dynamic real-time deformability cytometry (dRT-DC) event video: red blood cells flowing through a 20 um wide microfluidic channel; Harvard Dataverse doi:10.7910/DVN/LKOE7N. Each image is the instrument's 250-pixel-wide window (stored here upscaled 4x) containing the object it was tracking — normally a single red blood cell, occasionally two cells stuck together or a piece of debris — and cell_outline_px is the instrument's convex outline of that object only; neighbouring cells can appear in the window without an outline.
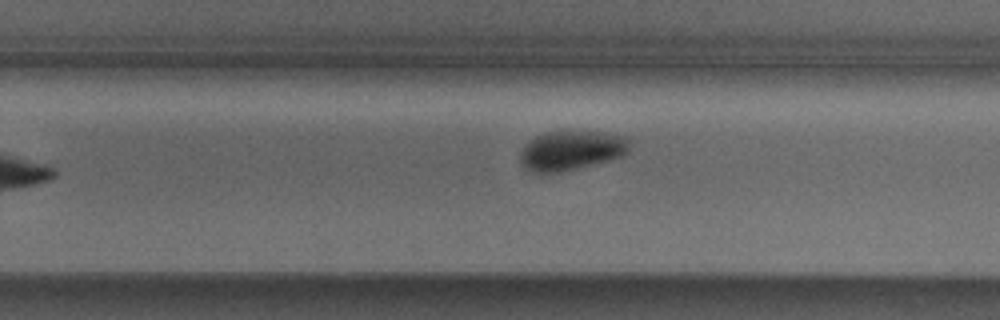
{"species": "Egyptian fruit bat (a non-hibernating species)", "species_latin": "Rousettus aegyptiacus", "temperature_condition": "cold", "stored_images_in_passage": 10, "camera_frame_rate_fps": 3000, "um_per_image_px": 0.085, "animal": {"sex": "male"}, "frame": {"image": 1, "passage_image": 9, "time_ms": 2.667, "image_size_px": [1000, 320], "cell_outline_px": [[628, 152], [624, 156], [576, 168], [556, 172], [532, 172], [524, 168], [520, 160], [520, 152], [536, 136], [544, 132], [560, 128], [572, 128], [604, 132], [624, 136], [628, 140]], "centroid_in_image_um": [48.56, 12.72], "position_along_channel_um": 281.2, "area_um2": 25.66}}
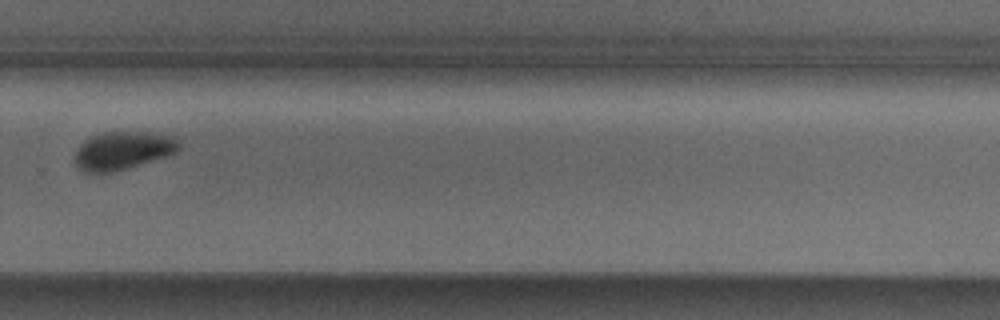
{"frame": {"image": 2, "passage_image": 10, "time_ms": 3.0, "image_size_px": [1000, 320], "cell_outline_px": [[180, 148], [172, 156], [112, 172], [84, 172], [76, 164], [72, 156], [76, 148], [84, 140], [92, 136], [104, 132], [152, 132], [172, 136], [180, 140]], "centroid_in_image_um": [10.47, 12.79], "position_along_channel_um": 319.3, "area_um2": 23.58}}